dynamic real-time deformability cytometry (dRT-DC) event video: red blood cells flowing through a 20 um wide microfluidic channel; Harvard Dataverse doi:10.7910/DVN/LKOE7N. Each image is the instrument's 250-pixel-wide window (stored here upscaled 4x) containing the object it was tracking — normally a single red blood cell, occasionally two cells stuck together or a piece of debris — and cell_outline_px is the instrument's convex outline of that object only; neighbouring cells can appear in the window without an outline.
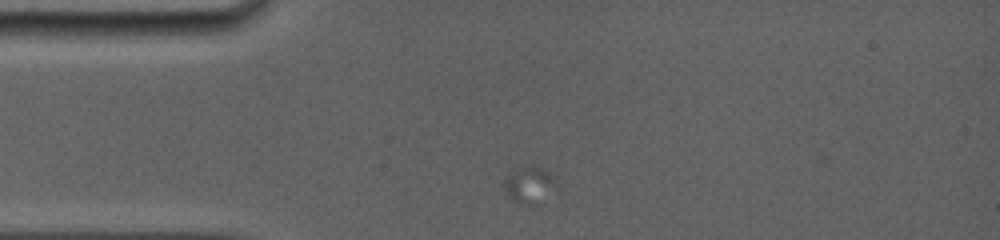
{"species": "common noctule bat (a hibernating species)", "species_latin": "Nyctalus noctula", "temperature_condition": "room temperature", "stored_images_in_passage": 12, "camera_frame_rate_fps": 5000, "um_per_image_px": 0.085, "animal": {"sex": "female", "body_mass_g": 19.0, "forearm_length_mm": 56.7}, "frame": {"image": 1, "passage_image": 1, "time_ms": 0.0, "image_size_px": [1000, 240], "cell_outline_px": [[552, 180], [536, 208], [512, 200], [508, 196], [504, 188], [504, 180], [508, 176], [520, 168], [528, 164], [532, 164], [544, 168], [552, 176]], "centroid_in_image_um": [44.87, 15.71], "position_along_channel_um": 40.1, "area_um2": 10.35}}
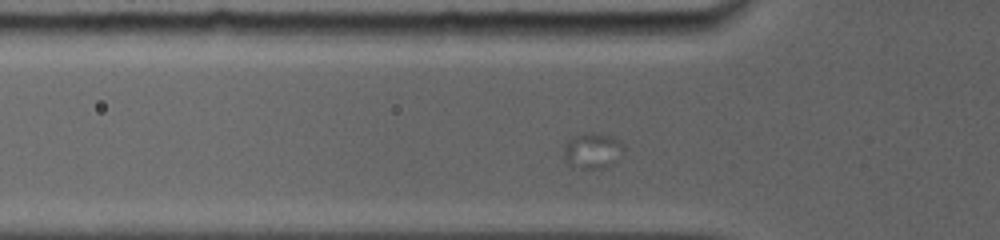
{"frame": {"image": 2, "passage_image": 6, "time_ms": 2.0, "image_size_px": [1000, 240], "cell_outline_px": [[624, 148], [604, 168], [572, 168], [564, 160], [564, 144], [568, 136], [584, 132], [592, 132], [612, 136], [620, 140]], "centroid_in_image_um": [50.24, 12.76], "position_along_channel_um": 75.6, "area_um2": 12.48}}
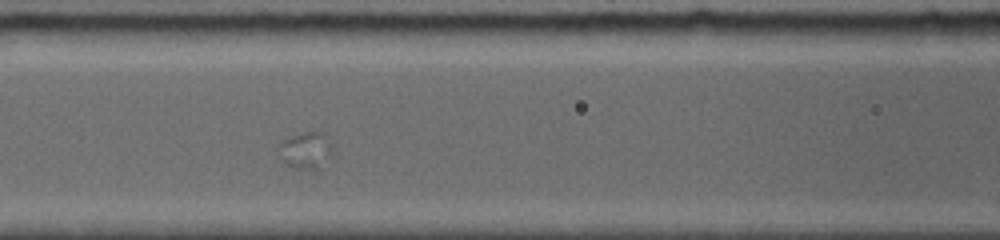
{"frame": {"image": 3, "passage_image": 12, "time_ms": 4.2, "image_size_px": [1000, 240], "cell_outline_px": [[328, 156], [320, 168], [296, 168], [284, 164], [280, 160], [276, 148], [284, 140], [300, 132], [324, 132], [328, 144]], "centroid_in_image_um": [25.86, 12.77], "position_along_channel_um": 140.7, "area_um2": 11.1}}